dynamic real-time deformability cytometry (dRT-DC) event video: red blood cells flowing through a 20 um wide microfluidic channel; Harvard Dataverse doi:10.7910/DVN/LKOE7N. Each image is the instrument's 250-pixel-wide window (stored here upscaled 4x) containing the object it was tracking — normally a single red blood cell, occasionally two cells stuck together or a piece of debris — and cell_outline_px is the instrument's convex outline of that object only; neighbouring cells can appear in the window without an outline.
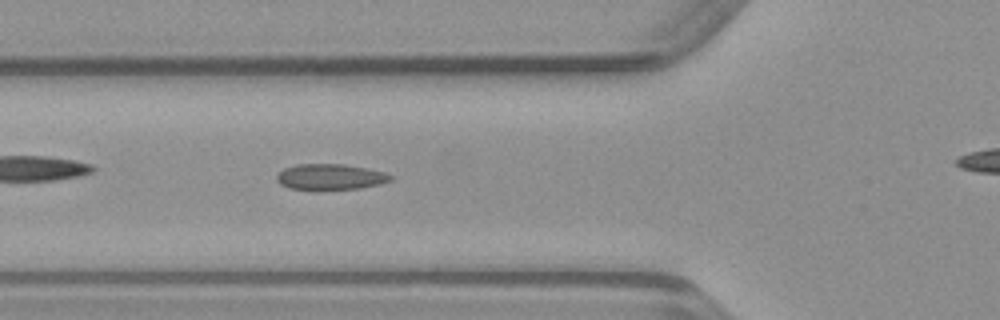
{"species": "common noctule bat (a hibernating species)", "species_latin": "Nyctalus noctula", "temperature_condition": "warm", "stored_images_in_passage": 30, "camera_frame_rate_fps": 3000, "um_per_image_px": 0.085, "animal": {"sex": "male", "body_mass_g": 23.1, "forearm_length_mm": 52.7}, "frame": {"image": 1, "passage_image": 7, "time_ms": 2.0, "image_size_px": [1000, 320], "cell_outline_px": [[392, 180], [380, 184], [360, 188], [316, 192], [288, 188], [280, 184], [276, 180], [276, 176], [284, 168], [296, 164], [344, 164], [368, 168], [384, 172], [392, 176]], "centroid_in_image_um": [28.04, 15.07], "position_along_channel_um": 97.8, "area_um2": 17.8}}
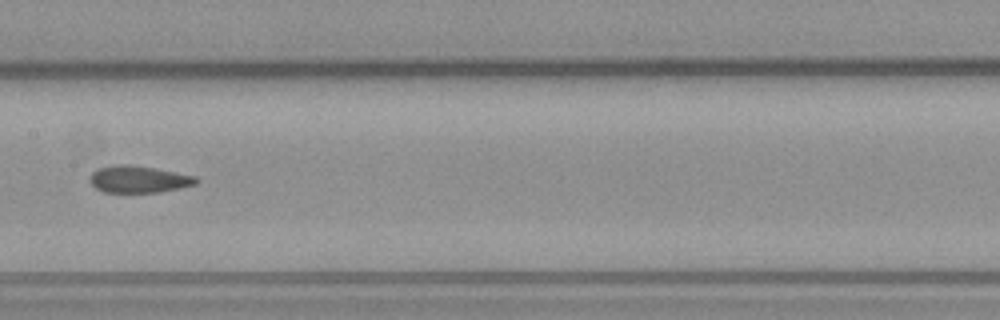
{"frame": {"image": 2, "passage_image": 14, "time_ms": 4.333, "image_size_px": [1000, 320], "cell_outline_px": [[200, 180], [196, 184], [180, 188], [160, 192], [104, 192], [96, 188], [88, 180], [88, 176], [96, 168], [116, 164], [132, 164], [156, 168], [196, 176]], "centroid_in_image_um": [11.77, 15.22], "position_along_channel_um": 195.6, "area_um2": 16.99}}
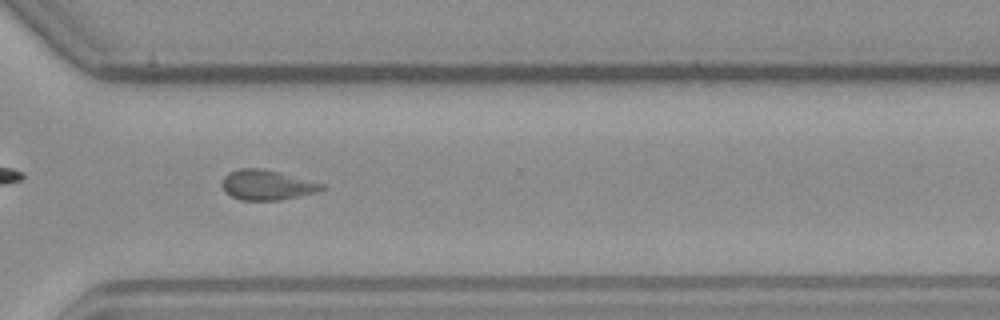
{"frame": {"image": 3, "passage_image": 25, "time_ms": 8.0, "image_size_px": [1000, 320], "cell_outline_px": [[328, 188], [316, 192], [280, 200], [240, 200], [224, 192], [220, 184], [224, 176], [228, 172], [240, 168], [260, 168], [280, 172], [328, 184]], "centroid_in_image_um": [22.71, 15.71], "position_along_channel_um": 347.9, "area_um2": 17.8}}